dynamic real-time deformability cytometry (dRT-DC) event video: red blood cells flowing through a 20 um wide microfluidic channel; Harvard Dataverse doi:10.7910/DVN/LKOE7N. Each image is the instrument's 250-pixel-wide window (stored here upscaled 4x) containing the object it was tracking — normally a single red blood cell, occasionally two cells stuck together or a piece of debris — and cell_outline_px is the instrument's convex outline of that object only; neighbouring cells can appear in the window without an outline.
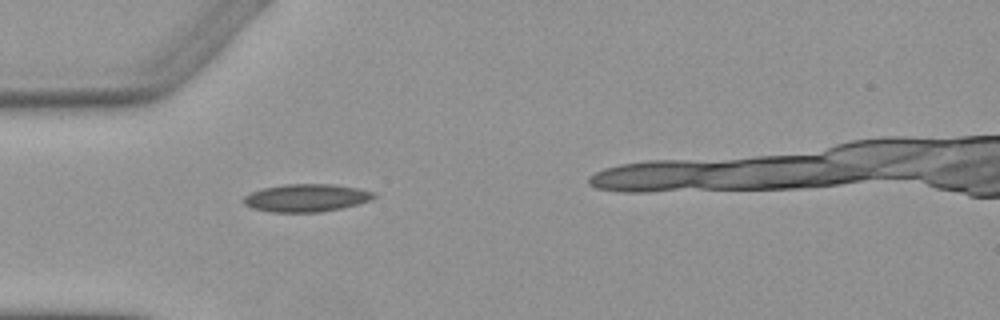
{"species": "Egyptian fruit bat (a non-hibernating species)", "species_latin": "Rousettus aegyptiacus", "temperature_condition": "warm", "stored_images_in_passage": 2, "camera_frame_rate_fps": 3000, "um_per_image_px": 0.085, "animal": {"sex": "female"}, "frame": {"image": 1, "passage_image": 1, "time_ms": 0.0, "image_size_px": [1000, 320], "cell_outline_px": [[376, 196], [372, 200], [340, 208], [320, 212], [268, 212], [252, 208], [244, 204], [240, 200], [244, 196], [252, 192], [264, 188], [284, 184], [332, 184], [360, 188], [376, 192]], "centroid_in_image_um": [26.03, 16.82], "position_along_channel_um": 59.0, "area_um2": 21.21}}